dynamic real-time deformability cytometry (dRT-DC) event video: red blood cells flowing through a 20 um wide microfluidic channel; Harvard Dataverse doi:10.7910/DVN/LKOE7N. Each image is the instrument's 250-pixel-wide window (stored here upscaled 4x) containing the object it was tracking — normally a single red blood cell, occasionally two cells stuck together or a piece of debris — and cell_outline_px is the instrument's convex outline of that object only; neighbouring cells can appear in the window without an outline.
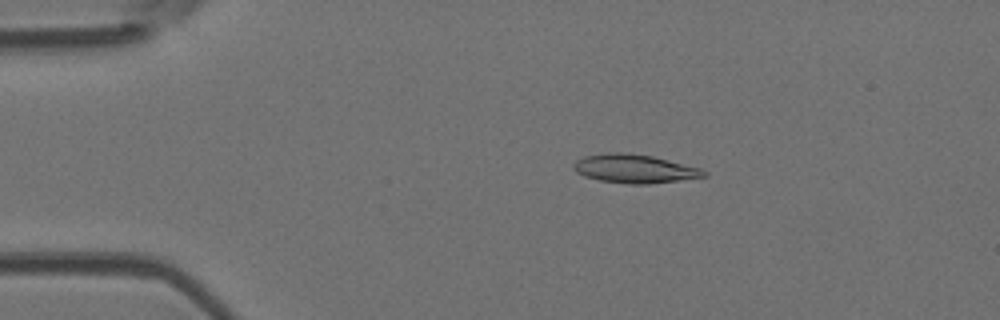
{"species": "Egyptian fruit bat (a non-hibernating species)", "species_latin": "Rousettus aegyptiacus", "temperature_condition": "room temperature", "stored_images_in_passage": 8, "camera_frame_rate_fps": 3000, "um_per_image_px": 0.085, "animal": {"sex": "female"}, "frame": {"image": 1, "passage_image": 1, "time_ms": 0.0, "image_size_px": [1000, 320], "cell_outline_px": [[708, 176], [680, 180], [648, 184], [632, 184], [600, 180], [584, 176], [576, 172], [572, 168], [572, 164], [576, 160], [584, 156], [608, 152], [624, 152], [652, 156], [700, 168], [708, 172]], "centroid_in_image_um": [53.91, 14.33], "position_along_channel_um": 31.1, "area_um2": 21.73}}
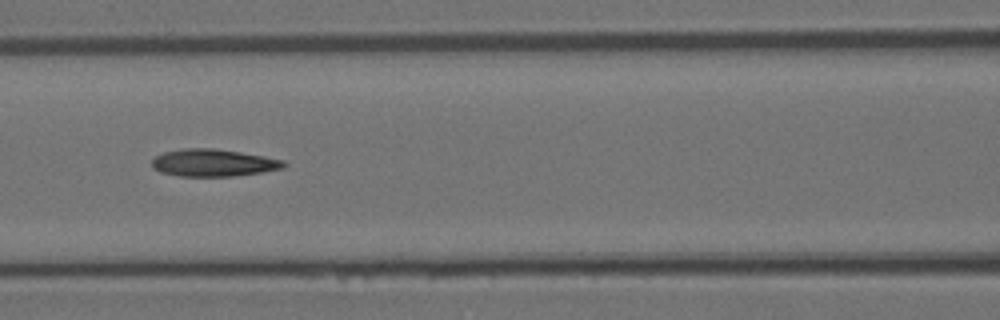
{"frame": {"image": 2, "passage_image": 5, "time_ms": 4.333, "image_size_px": [1000, 320], "cell_outline_px": [[288, 164], [284, 168], [260, 172], [232, 176], [180, 176], [160, 172], [152, 168], [152, 160], [156, 156], [164, 152], [184, 148], [212, 148], [240, 152], [264, 156], [284, 160]], "centroid_in_image_um": [18.13, 13.83], "position_along_channel_um": 148.5, "area_um2": 20.92}}
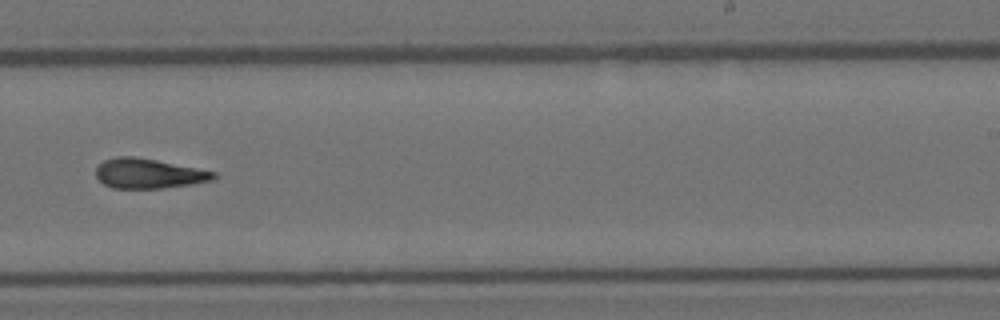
{"frame": {"image": 3, "passage_image": 8, "time_ms": 7.667, "image_size_px": [1000, 320], "cell_outline_px": [[216, 176], [212, 180], [192, 184], [164, 188], [112, 188], [104, 184], [96, 176], [96, 168], [104, 160], [120, 156], [136, 156], [216, 172]], "centroid_in_image_um": [12.62, 14.75], "position_along_channel_um": 276.4, "area_um2": 20.29}}